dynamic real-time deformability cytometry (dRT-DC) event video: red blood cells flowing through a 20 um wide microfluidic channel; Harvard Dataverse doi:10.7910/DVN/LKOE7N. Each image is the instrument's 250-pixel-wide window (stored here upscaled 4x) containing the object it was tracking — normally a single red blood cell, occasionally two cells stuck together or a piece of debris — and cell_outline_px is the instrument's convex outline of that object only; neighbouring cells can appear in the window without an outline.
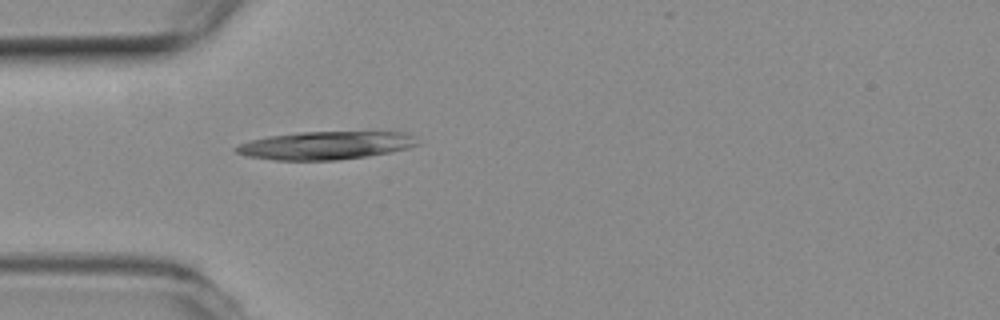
{"species": "common noctule bat (a hibernating species)", "species_latin": "Nyctalus noctula", "temperature_condition": "room temperature", "stored_images_in_passage": 3, "camera_frame_rate_fps": 3000, "um_per_image_px": 0.085, "animal": {"sex": "female", "body_mass_g": 19.3, "forearm_length_mm": 54.1}, "frame": {"image": 1, "passage_image": 3, "time_ms": 0.667, "image_size_px": [1000, 320], "cell_outline_px": [[420, 144], [408, 148], [368, 156], [336, 160], [276, 160], [248, 156], [236, 152], [236, 148], [240, 144], [252, 140], [268, 136], [300, 132], [408, 132], [416, 136]], "centroid_in_image_um": [27.76, 12.35], "position_along_channel_um": 57.2, "area_um2": 29.54}}